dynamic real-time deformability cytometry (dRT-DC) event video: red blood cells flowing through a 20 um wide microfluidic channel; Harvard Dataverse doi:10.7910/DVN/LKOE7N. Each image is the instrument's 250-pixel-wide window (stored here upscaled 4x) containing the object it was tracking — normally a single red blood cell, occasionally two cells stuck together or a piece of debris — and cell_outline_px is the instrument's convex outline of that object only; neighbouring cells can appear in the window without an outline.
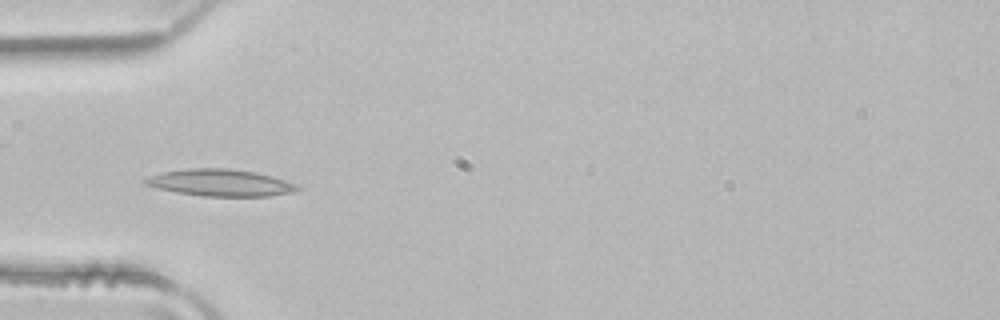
{"species": "common noctule bat (a hibernating species)", "species_latin": "Nyctalus noctula", "temperature_condition": "room temperature", "stored_images_in_passage": 4, "camera_frame_rate_fps": 3000, "um_per_image_px": 0.085, "animal": {"sex": "male", "body_mass_g": 21.5, "forearm_length_mm": 52.0}, "frame": {"image": 1, "passage_image": 4, "time_ms": 1.0, "image_size_px": [1000, 320], "cell_outline_px": [[300, 188], [292, 192], [268, 196], [204, 196], [176, 192], [144, 184], [144, 180], [148, 176], [164, 172], [188, 168], [228, 168], [256, 172], [272, 176], [296, 184]], "centroid_in_image_um": [18.73, 15.52], "position_along_channel_um": 66.3, "area_um2": 23.58}}